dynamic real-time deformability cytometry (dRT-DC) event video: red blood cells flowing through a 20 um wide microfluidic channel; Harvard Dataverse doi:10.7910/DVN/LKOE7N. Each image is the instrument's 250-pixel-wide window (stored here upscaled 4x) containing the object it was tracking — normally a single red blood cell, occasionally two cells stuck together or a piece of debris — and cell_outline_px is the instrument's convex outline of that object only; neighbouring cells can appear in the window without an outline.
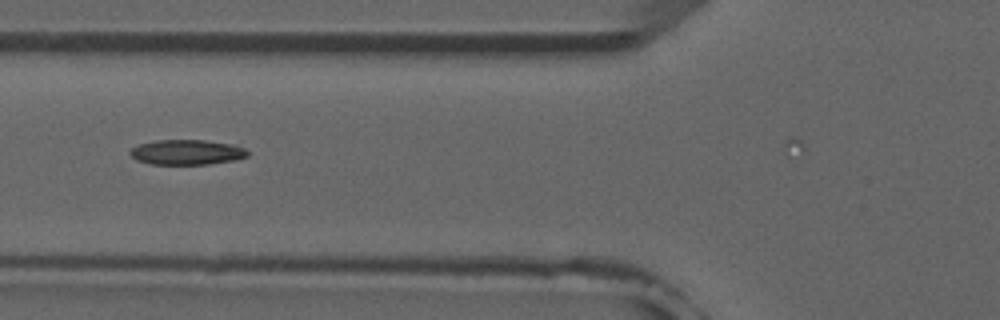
{"species": "common noctule bat (a hibernating species)", "species_latin": "Nyctalus noctula", "temperature_condition": "room temperature", "stored_images_in_passage": 6, "camera_frame_rate_fps": 3000, "um_per_image_px": 0.085, "animal": {"sex": "male", "forearm_length_mm": 52.5}, "frame": {"image": 1, "passage_image": 5, "time_ms": 5.333, "image_size_px": [1000, 320], "cell_outline_px": [[248, 156], [236, 160], [208, 164], [152, 164], [136, 160], [128, 152], [132, 148], [140, 144], [156, 140], [204, 140], [232, 144], [244, 148], [248, 152]], "centroid_in_image_um": [15.88, 12.94], "position_along_channel_um": 109.9, "area_um2": 17.11}}